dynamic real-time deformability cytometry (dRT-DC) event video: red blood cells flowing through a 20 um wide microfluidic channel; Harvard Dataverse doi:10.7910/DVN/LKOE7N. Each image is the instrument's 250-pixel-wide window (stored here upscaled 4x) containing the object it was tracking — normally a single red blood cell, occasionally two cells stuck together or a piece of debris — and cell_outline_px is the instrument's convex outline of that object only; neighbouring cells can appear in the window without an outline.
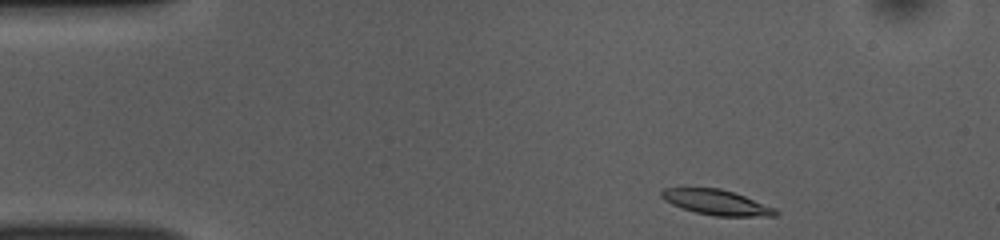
{"species": "common noctule bat (a hibernating species)", "species_latin": "Nyctalus noctula", "temperature_condition": "room temperature", "stored_images_in_passage": 46, "camera_frame_rate_fps": 3000, "um_per_image_px": 0.085, "animal": {"sex": "female", "body_mass_g": 10.0, "forearm_length_mm": 53.1}, "frame": {"image": 1, "passage_image": 1, "time_ms": 0.0, "image_size_px": [1000, 240], "cell_outline_px": [[780, 212], [776, 216], [712, 216], [696, 212], [672, 204], [664, 200], [660, 196], [660, 192], [664, 188], [720, 188], [744, 196], [776, 208]], "centroid_in_image_um": [60.92, 17.2], "position_along_channel_um": 24.1, "area_um2": 16.65}}
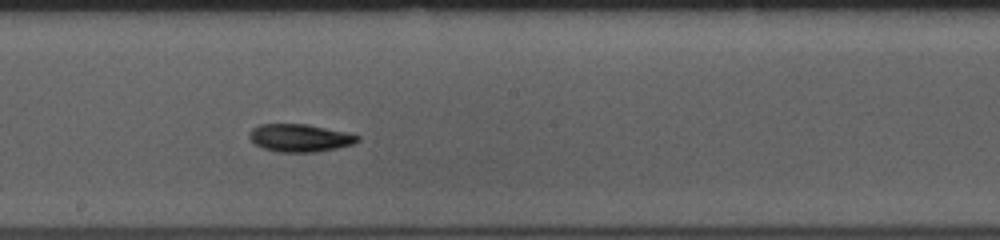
{"frame": {"image": 2, "passage_image": 22, "time_ms": 7.0, "image_size_px": [1000, 240], "cell_outline_px": [[360, 140], [352, 144], [336, 148], [316, 152], [276, 152], [264, 148], [256, 144], [248, 136], [248, 132], [252, 128], [260, 124], [304, 124], [344, 132], [360, 136]], "centroid_in_image_um": [25.45, 11.73], "position_along_channel_um": 222.8, "area_um2": 17.28}}
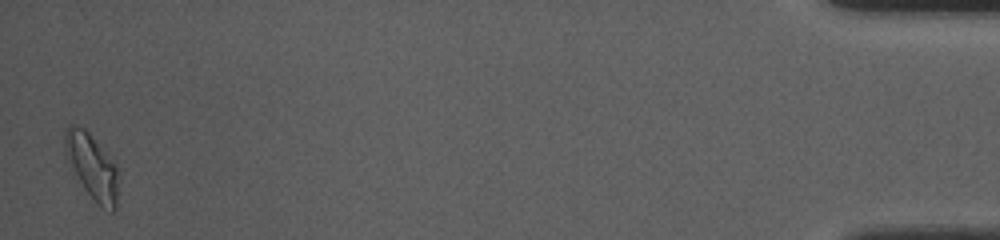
{"frame": {"image": 3, "passage_image": 45, "time_ms": 14.667, "image_size_px": [1000, 240], "cell_outline_px": [[116, 208], [112, 212], [108, 212], [100, 208], [84, 188], [68, 160], [64, 152], [64, 128], [68, 124], [76, 124], [84, 128], [88, 132], [116, 164]], "centroid_in_image_um": [7.78, 14.13], "position_along_channel_um": 427.4, "area_um2": 20.06}, "authors_computed_cell_mechanics": {"area_um2": 17.0799, "velocity_mm_per_s": 3.8289, "shape_relaxation_time_tau1_ms": 3.7484, "shape_relaxation_time_tau2_ms": 8.3649, "deformation_change_tau1": 0.1216, "deformation_change_tau2": 0.1557}}